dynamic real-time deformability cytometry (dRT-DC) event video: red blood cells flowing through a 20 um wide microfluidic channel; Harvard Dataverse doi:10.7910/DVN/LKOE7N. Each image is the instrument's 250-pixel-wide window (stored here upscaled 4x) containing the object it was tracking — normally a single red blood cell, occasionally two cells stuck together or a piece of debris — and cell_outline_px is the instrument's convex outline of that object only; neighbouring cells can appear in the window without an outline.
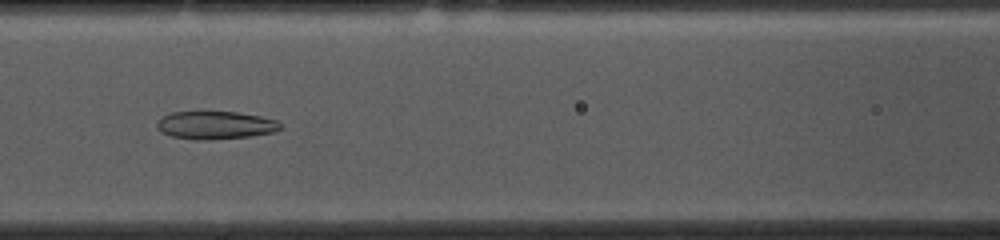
{"species": "common noctule bat (a hibernating species)", "species_latin": "Nyctalus noctula", "temperature_condition": "cold", "stored_images_in_passage": 53, "camera_frame_rate_fps": 3000, "um_per_image_px": 0.085, "animal": {"sex": "female", "body_mass_g": 10.0, "forearm_length_mm": 53.1}, "frame": {"image": 1, "passage_image": 22, "time_ms": 7.0, "image_size_px": [1000, 240], "cell_outline_px": [[280, 128], [276, 132], [248, 136], [212, 140], [196, 140], [172, 136], [164, 132], [156, 124], [164, 116], [172, 112], [236, 112], [260, 116], [276, 120], [280, 124]], "centroid_in_image_um": [18.35, 10.64], "position_along_channel_um": 148.3, "area_um2": 19.77}}
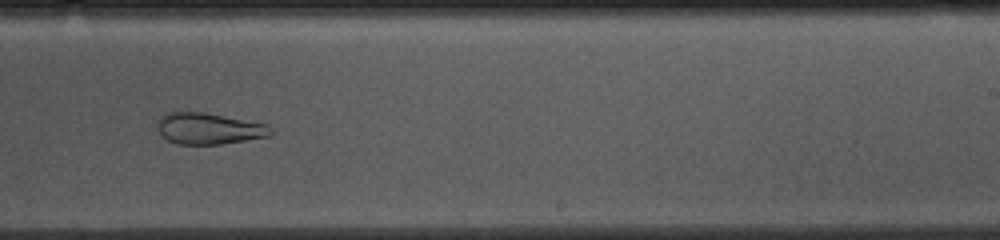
{"frame": {"image": 2, "passage_image": 32, "time_ms": 10.333, "image_size_px": [1000, 240], "cell_outline_px": [[276, 132], [272, 136], [220, 144], [176, 144], [168, 140], [160, 132], [156, 124], [156, 120], [160, 116], [168, 112], [204, 112], [268, 124]], "centroid_in_image_um": [17.79, 10.92], "position_along_channel_um": 271.2, "area_um2": 20.92}}
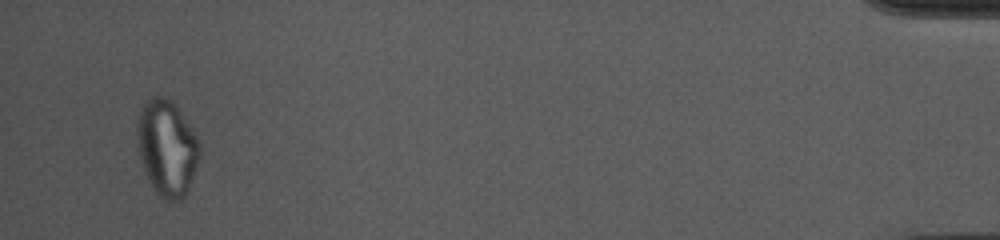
{"frame": {"image": 3, "passage_image": 51, "time_ms": 16.667, "image_size_px": [1000, 240], "cell_outline_px": [[200, 156], [188, 192], [180, 200], [164, 200], [156, 192], [148, 180], [140, 160], [136, 128], [140, 112], [144, 104], [152, 96], [164, 96], [172, 100], [200, 140]], "centroid_in_image_um": [14.21, 12.58], "position_along_channel_um": 421.0, "area_um2": 34.97}, "authors_computed_cell_mechanics": {"area_um2": 26.0678, "velocity_mm_per_s": 3.7009, "shape_relaxation_time_tau1_ms": null, "shape_relaxation_time_tau2_ms": 2.7324, "deformation_change_tau1": null, "deformation_change_tau2": 0.0943}}